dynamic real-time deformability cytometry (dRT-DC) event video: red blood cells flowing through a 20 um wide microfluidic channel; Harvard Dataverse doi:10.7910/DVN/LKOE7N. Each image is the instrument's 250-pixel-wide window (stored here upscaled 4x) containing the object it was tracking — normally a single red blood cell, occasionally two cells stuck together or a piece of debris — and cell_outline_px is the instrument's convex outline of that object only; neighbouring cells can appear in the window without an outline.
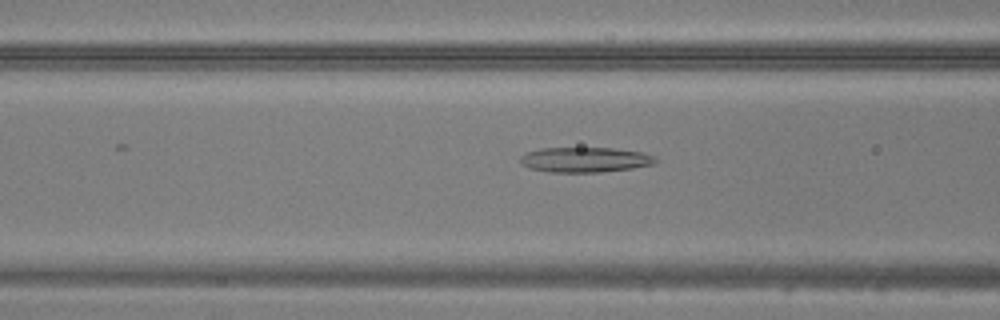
{"species": "common noctule bat (a hibernating species)", "species_latin": "Nyctalus noctula", "temperature_condition": "warm", "stored_images_in_passage": 48, "camera_frame_rate_fps": 3000, "um_per_image_px": 0.085, "animal": {"sex": "male", "body_mass_g": 20.5, "forearm_length_mm": 52.5}, "frame": {"image": 1, "passage_image": 19, "time_ms": 6.0, "image_size_px": [1000, 320], "cell_outline_px": [[656, 160], [652, 164], [632, 168], [600, 172], [548, 172], [528, 168], [520, 164], [520, 156], [528, 152], [540, 148], [612, 148], [640, 152], [652, 156]], "centroid_in_image_um": [49.64, 13.58], "position_along_channel_um": 117.0, "area_um2": 19.59}}
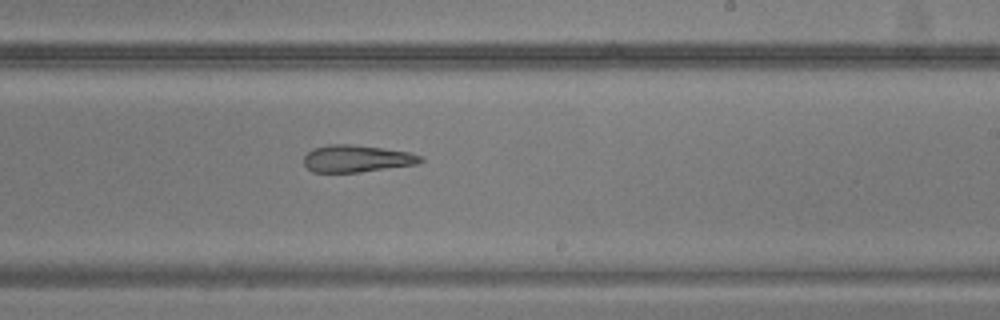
{"frame": {"image": 2, "passage_image": 29, "time_ms": 9.333, "image_size_px": [1000, 320], "cell_outline_px": [[424, 160], [416, 164], [360, 172], [312, 172], [304, 164], [304, 156], [312, 148], [328, 144], [348, 144], [380, 148], [408, 152], [420, 156]], "centroid_in_image_um": [30.27, 13.48], "position_along_channel_um": 258.7, "area_um2": 18.21}}
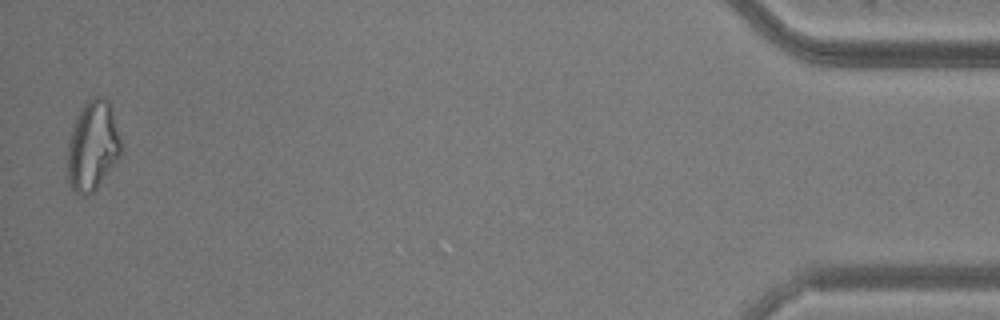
{"frame": {"image": 3, "passage_image": 47, "time_ms": 15.333, "image_size_px": [1000, 320], "cell_outline_px": [[120, 156], [96, 188], [88, 196], [84, 196], [76, 192], [72, 188], [68, 180], [68, 144], [72, 128], [76, 116], [84, 104], [92, 96], [104, 96], [108, 100], [112, 108], [120, 136]], "centroid_in_image_um": [7.87, 12.36], "position_along_channel_um": 427.3, "area_um2": 27.8}}